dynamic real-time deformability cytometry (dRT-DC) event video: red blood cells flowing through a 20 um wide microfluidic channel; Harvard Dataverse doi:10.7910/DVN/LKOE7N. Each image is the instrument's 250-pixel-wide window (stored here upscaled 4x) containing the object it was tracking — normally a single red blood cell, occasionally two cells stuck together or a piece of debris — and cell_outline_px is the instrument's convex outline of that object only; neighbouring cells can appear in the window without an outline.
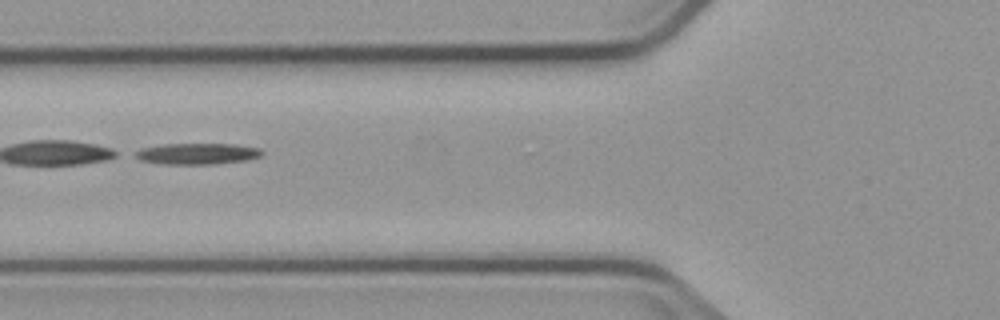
{"species": "common noctule bat (a hibernating species)", "species_latin": "Nyctalus noctula", "temperature_condition": "cold", "stored_images_in_passage": 8, "camera_frame_rate_fps": 3000, "um_per_image_px": 0.085, "animal": {"sex": "male", "body_mass_g": 23.1, "forearm_length_mm": 52.7}, "frame": {"image": 1, "passage_image": 4, "time_ms": 6.667, "image_size_px": [1000, 320], "cell_outline_px": [[264, 152], [260, 156], [248, 160], [216, 164], [160, 164], [140, 160], [132, 156], [132, 152], [140, 148], [164, 144], [232, 144], [260, 148]], "centroid_in_image_um": [16.71, 13.07], "position_along_channel_um": 109.1, "area_um2": 15.9}}
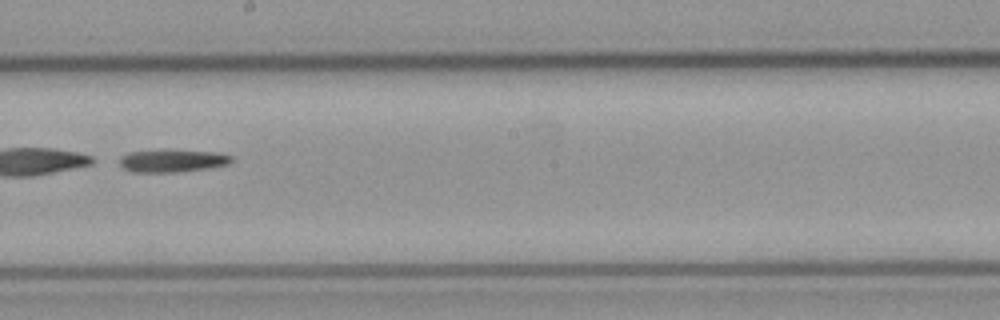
{"frame": {"image": 2, "passage_image": 7, "time_ms": 10.0, "image_size_px": [1000, 320], "cell_outline_px": [[232, 160], [228, 164], [208, 168], [172, 172], [132, 172], [124, 168], [120, 164], [120, 156], [128, 152], [220, 152], [232, 156]], "centroid_in_image_um": [14.65, 13.7], "position_along_channel_um": 233.6, "area_um2": 13.93}}
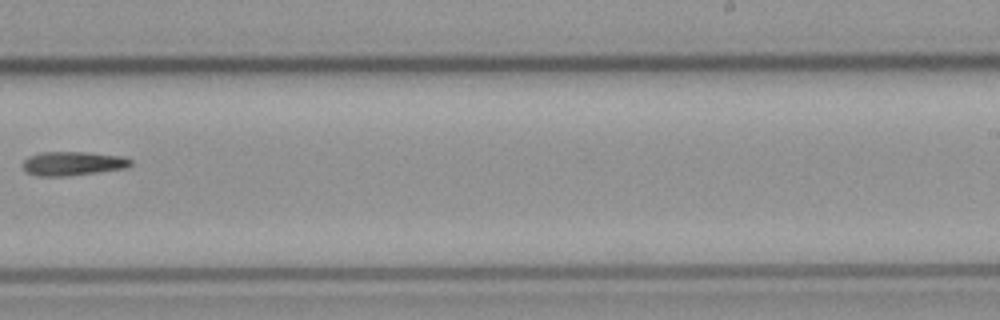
{"frame": {"image": 3, "passage_image": 8, "time_ms": 11.333, "image_size_px": [1000, 320], "cell_outline_px": [[132, 164], [128, 168], [64, 176], [36, 176], [24, 172], [24, 160], [28, 156], [40, 152], [84, 152], [120, 156], [132, 160]], "centroid_in_image_um": [6.16, 13.9], "position_along_channel_um": 282.8, "area_um2": 15.03}}